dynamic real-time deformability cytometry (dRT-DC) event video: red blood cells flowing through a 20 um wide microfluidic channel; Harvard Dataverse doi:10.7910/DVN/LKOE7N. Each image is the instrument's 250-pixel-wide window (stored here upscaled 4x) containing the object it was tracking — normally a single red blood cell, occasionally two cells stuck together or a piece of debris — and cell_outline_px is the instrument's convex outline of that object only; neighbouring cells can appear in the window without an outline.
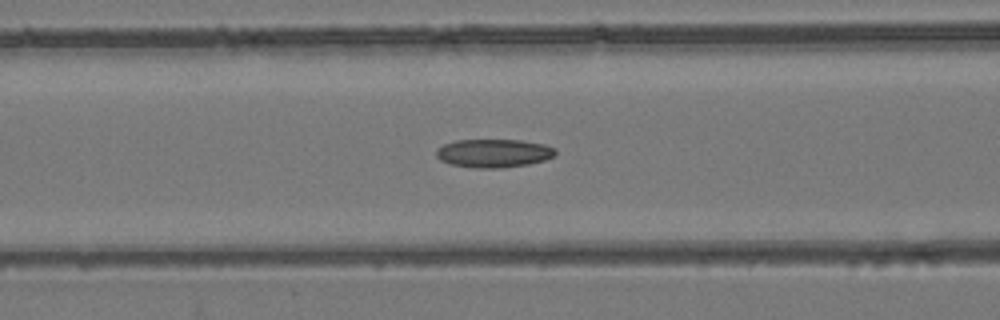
{"species": "common noctule bat (a hibernating species)", "species_latin": "Nyctalus noctula", "temperature_condition": "room temperature", "stored_images_in_passage": 50, "camera_frame_rate_fps": 3000, "um_per_image_px": 0.085, "animal": {"sex": "female", "body_mass_g": 24.6, "forearm_length_mm": 56.2}, "frame": {"image": 1, "passage_image": 19, "time_ms": 6.0, "image_size_px": [1000, 320], "cell_outline_px": [[556, 152], [552, 156], [544, 160], [528, 164], [500, 168], [472, 168], [452, 164], [440, 160], [436, 156], [436, 148], [444, 144], [456, 140], [520, 140], [544, 144], [556, 148]], "centroid_in_image_um": [41.94, 13.02], "position_along_channel_um": 124.7, "area_um2": 19.71}}
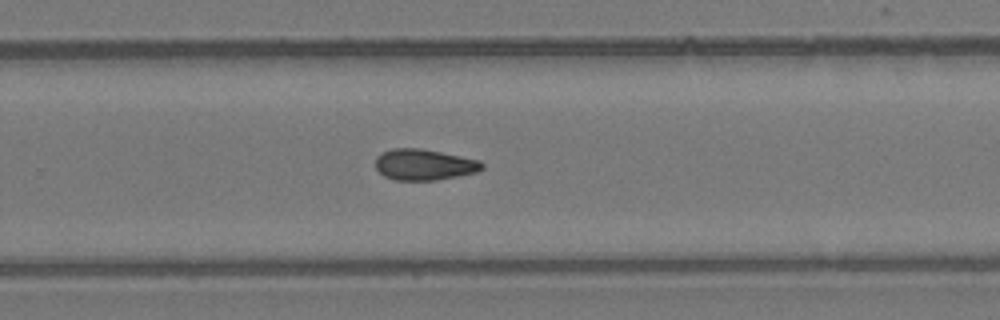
{"frame": {"image": 2, "passage_image": 32, "time_ms": 10.333, "image_size_px": [1000, 320], "cell_outline_px": [[484, 168], [476, 172], [436, 180], [392, 180], [384, 176], [376, 168], [376, 156], [380, 152], [392, 148], [420, 148], [480, 160], [484, 164]], "centroid_in_image_um": [36.02, 13.99], "position_along_channel_um": 293.8, "area_um2": 19.31}}
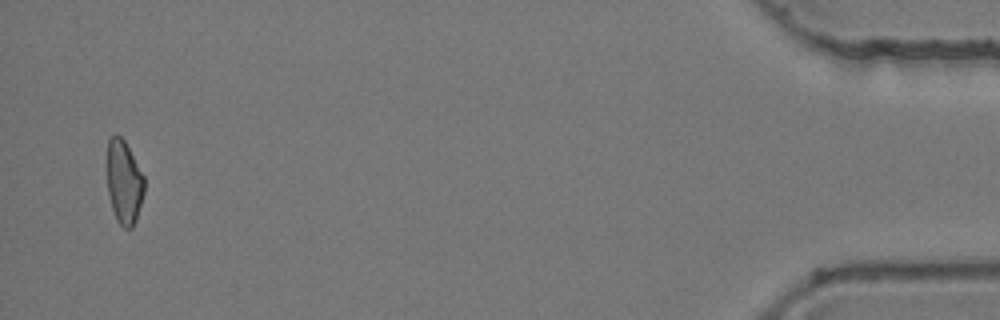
{"frame": {"image": 3, "passage_image": 49, "time_ms": 16.0, "image_size_px": [1000, 320], "cell_outline_px": [[144, 192], [136, 220], [132, 228], [124, 228], [116, 220], [112, 208], [108, 192], [104, 164], [108, 140], [116, 132], [124, 140], [144, 176]], "centroid_in_image_um": [10.49, 15.43], "position_along_channel_um": 424.7, "area_um2": 18.67}, "authors_computed_cell_mechanics": {"area_um2": 19.363, "velocity_mm_per_s": 3.909, "shape_relaxation_time_tau1_ms": null, "shape_relaxation_time_tau2_ms": 6.6829, "deformation_change_tau1": null, "deformation_change_tau2": 0.146}}